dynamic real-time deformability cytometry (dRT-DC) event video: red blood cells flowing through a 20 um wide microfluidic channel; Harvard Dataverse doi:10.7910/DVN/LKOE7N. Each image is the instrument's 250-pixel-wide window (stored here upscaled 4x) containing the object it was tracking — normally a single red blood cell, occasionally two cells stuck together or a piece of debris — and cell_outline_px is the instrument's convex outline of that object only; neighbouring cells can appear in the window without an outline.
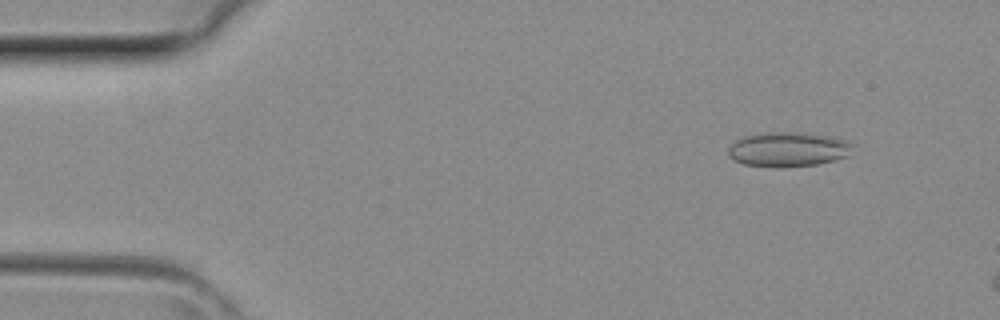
{"species": "common noctule bat (a hibernating species)", "species_latin": "Nyctalus noctula", "temperature_condition": "room temperature", "stored_images_in_passage": 4, "camera_frame_rate_fps": 3000, "um_per_image_px": 0.085, "animal": {"sex": "female", "body_mass_g": 29.2, "forearm_length_mm": 56.3}, "frame": {"image": 1, "passage_image": 2, "time_ms": 0.333, "image_size_px": [1000, 320], "cell_outline_px": [[856, 144], [848, 156], [836, 160], [816, 164], [744, 164], [732, 160], [728, 156], [728, 148], [736, 140], [744, 136], [764, 132], [792, 132], [824, 136], [848, 140]], "centroid_in_image_um": [67.02, 12.65], "position_along_channel_um": 18.0, "area_um2": 24.22}}